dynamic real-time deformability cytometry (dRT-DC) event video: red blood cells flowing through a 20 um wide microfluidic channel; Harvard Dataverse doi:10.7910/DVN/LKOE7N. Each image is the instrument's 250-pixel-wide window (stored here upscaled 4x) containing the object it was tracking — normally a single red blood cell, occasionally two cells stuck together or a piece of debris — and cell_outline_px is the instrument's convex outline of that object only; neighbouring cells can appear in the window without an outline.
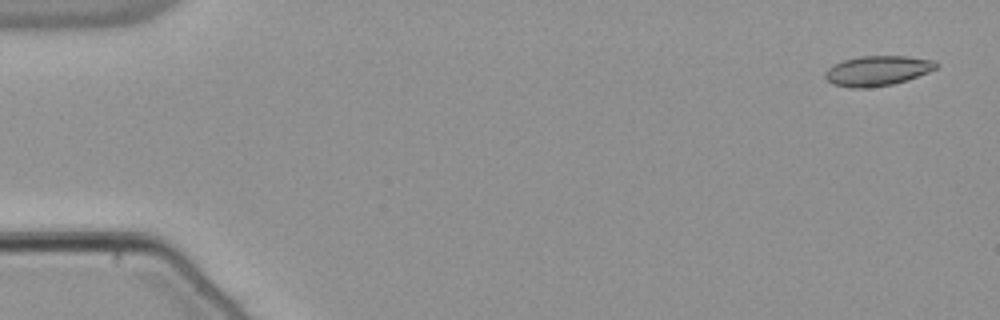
{"species": "common noctule bat (a hibernating species)", "species_latin": "Nyctalus noctula", "temperature_condition": "warm", "stored_images_in_passage": 52, "camera_frame_rate_fps": 3000, "um_per_image_px": 0.085, "animal": {"sex": "male", "body_mass_g": 21.5, "forearm_length_mm": 52.0}, "frame": {"image": 1, "passage_image": 1, "time_ms": 0.0, "image_size_px": [1000, 320], "cell_outline_px": [[940, 64], [936, 68], [928, 72], [908, 80], [892, 84], [864, 88], [852, 88], [832, 84], [824, 76], [824, 72], [828, 68], [844, 60], [860, 56], [904, 56], [936, 60]], "centroid_in_image_um": [74.6, 6.01], "position_along_channel_um": 10.4, "area_um2": 19.36}}
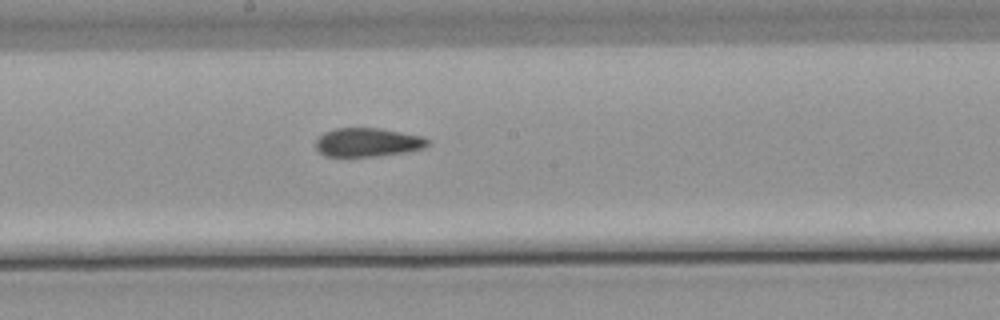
{"frame": {"image": 2, "passage_image": 28, "time_ms": 9.0, "image_size_px": [1000, 320], "cell_outline_px": [[432, 144], [424, 148], [404, 152], [376, 156], [324, 156], [316, 148], [316, 140], [324, 132], [336, 128], [380, 128], [424, 136]], "centroid_in_image_um": [31.28, 12.09], "position_along_channel_um": 216.9, "area_um2": 18.79}}
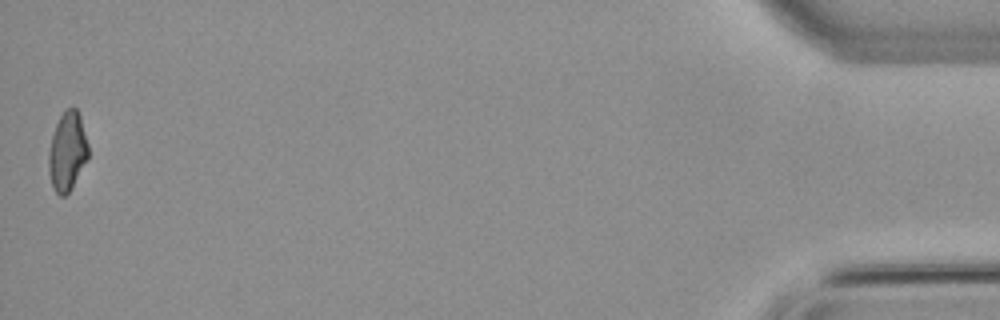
{"frame": {"image": 3, "passage_image": 52, "time_ms": 17.0, "image_size_px": [1000, 320], "cell_outline_px": [[88, 160], [72, 188], [64, 196], [60, 196], [52, 188], [48, 172], [48, 152], [52, 136], [56, 124], [60, 116], [68, 108], [76, 108], [80, 116], [88, 144]], "centroid_in_image_um": [5.72, 12.92], "position_along_channel_um": 429.5, "area_um2": 18.32}, "authors_computed_cell_mechanics": {"area_um2": 19.074, "velocity_mm_per_s": 3.8557, "shape_relaxation_time_tau1_ms": null, "shape_relaxation_time_tau2_ms": 2.8663, "deformation_change_tau1": null, "deformation_change_tau2": 0.0952}}